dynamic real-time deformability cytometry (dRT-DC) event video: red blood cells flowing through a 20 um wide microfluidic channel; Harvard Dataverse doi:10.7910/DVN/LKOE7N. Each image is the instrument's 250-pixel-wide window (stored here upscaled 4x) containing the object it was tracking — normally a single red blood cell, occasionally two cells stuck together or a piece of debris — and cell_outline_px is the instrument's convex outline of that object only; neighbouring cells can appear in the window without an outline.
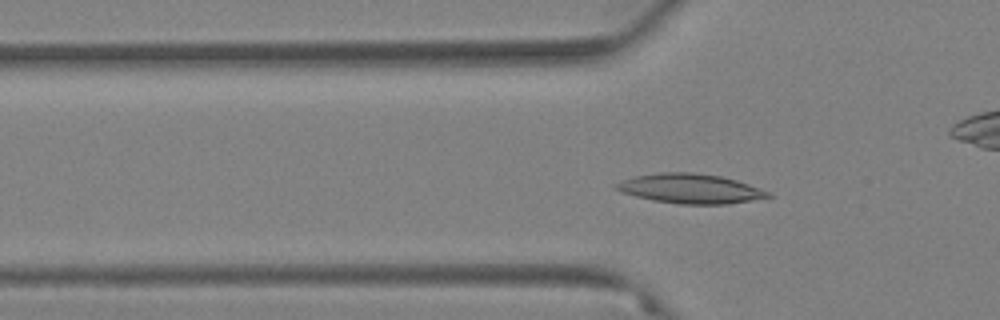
{"species": "Egyptian fruit bat (a non-hibernating species)", "species_latin": "Rousettus aegyptiacus", "temperature_condition": "warm", "stored_images_in_passage": 61, "camera_frame_rate_fps": 3000, "um_per_image_px": 0.085, "animal": {"sex": "female"}, "frame": {"image": 1, "passage_image": 20, "time_ms": 6.333, "image_size_px": [1000, 320], "cell_outline_px": [[772, 196], [728, 204], [680, 204], [652, 200], [620, 192], [612, 188], [616, 184], [624, 180], [636, 176], [660, 172], [692, 172], [720, 176], [736, 180], [772, 192]], "centroid_in_image_um": [58.67, 16.03], "position_along_channel_um": 67.1, "area_um2": 26.07}}
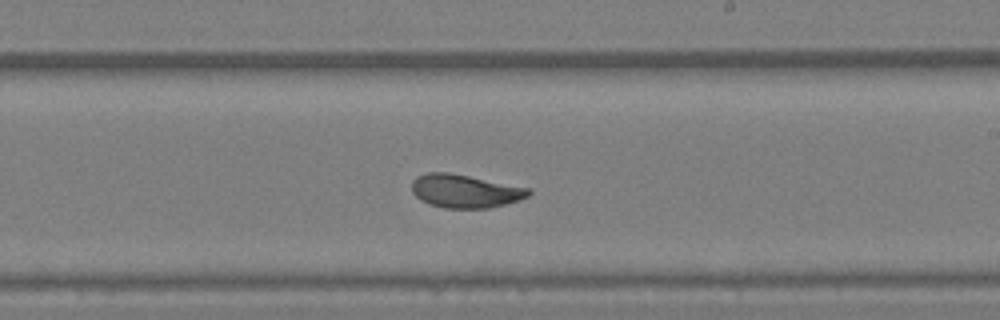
{"frame": {"image": 2, "passage_image": 36, "time_ms": 11.667, "image_size_px": [1000, 320], "cell_outline_px": [[532, 192], [528, 196], [520, 200], [488, 208], [444, 208], [428, 204], [420, 200], [412, 192], [412, 180], [416, 176], [428, 172], [448, 172], [532, 188]], "centroid_in_image_um": [39.53, 16.24], "position_along_channel_um": 249.5, "area_um2": 22.83}}
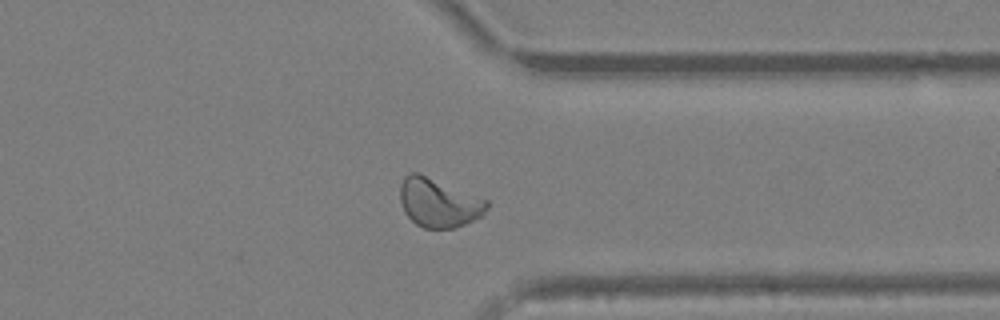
{"frame": {"image": 3, "passage_image": 47, "time_ms": 15.333, "image_size_px": [1000, 320], "cell_outline_px": [[488, 208], [484, 216], [464, 224], [452, 228], [424, 228], [416, 224], [404, 212], [400, 200], [400, 184], [404, 176], [408, 172], [416, 172], [488, 200]], "centroid_in_image_um": [37.28, 17.24], "position_along_channel_um": 374.1, "area_um2": 24.62}, "authors_computed_cell_mechanics": {"area_um2": 24.0448, "velocity_mm_per_s": 3.4485, "shape_relaxation_time_tau1_ms": 6.6725, "shape_relaxation_time_tau2_ms": 1.7737, "deformation_change_tau1": 0.1818, "deformation_change_tau2": 0.0748}}